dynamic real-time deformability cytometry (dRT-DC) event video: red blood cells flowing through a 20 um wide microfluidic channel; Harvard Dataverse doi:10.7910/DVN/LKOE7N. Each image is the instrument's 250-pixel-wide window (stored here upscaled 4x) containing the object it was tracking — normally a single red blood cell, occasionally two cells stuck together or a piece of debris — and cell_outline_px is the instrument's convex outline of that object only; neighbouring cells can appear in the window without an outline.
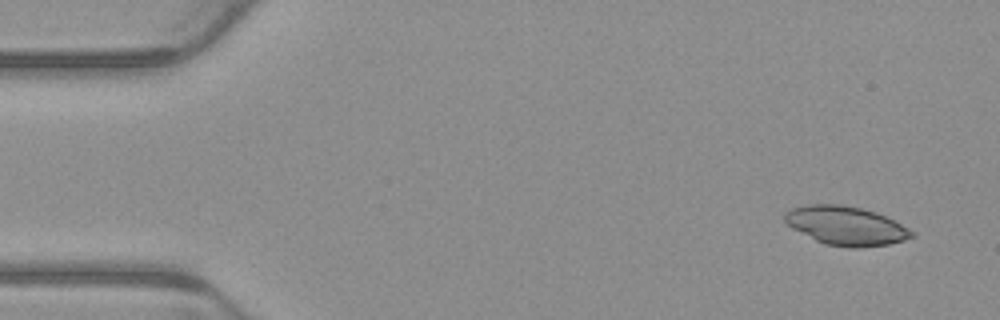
{"species": "common noctule bat (a hibernating species)", "species_latin": "Nyctalus noctula", "temperature_condition": "warm", "stored_images_in_passage": 3, "camera_frame_rate_fps": 3000, "um_per_image_px": 0.085, "animal": {"sex": "male", "body_mass_g": 23.1, "forearm_length_mm": 52.7}, "frame": {"image": 1, "passage_image": 1, "time_ms": 0.0, "image_size_px": [1000, 320], "cell_outline_px": [[916, 236], [904, 240], [888, 244], [860, 248], [848, 248], [824, 244], [792, 228], [784, 220], [784, 212], [792, 208], [808, 204], [844, 204], [876, 212], [916, 232]], "centroid_in_image_um": [71.91, 19.19], "position_along_channel_um": 13.1, "area_um2": 28.78}}